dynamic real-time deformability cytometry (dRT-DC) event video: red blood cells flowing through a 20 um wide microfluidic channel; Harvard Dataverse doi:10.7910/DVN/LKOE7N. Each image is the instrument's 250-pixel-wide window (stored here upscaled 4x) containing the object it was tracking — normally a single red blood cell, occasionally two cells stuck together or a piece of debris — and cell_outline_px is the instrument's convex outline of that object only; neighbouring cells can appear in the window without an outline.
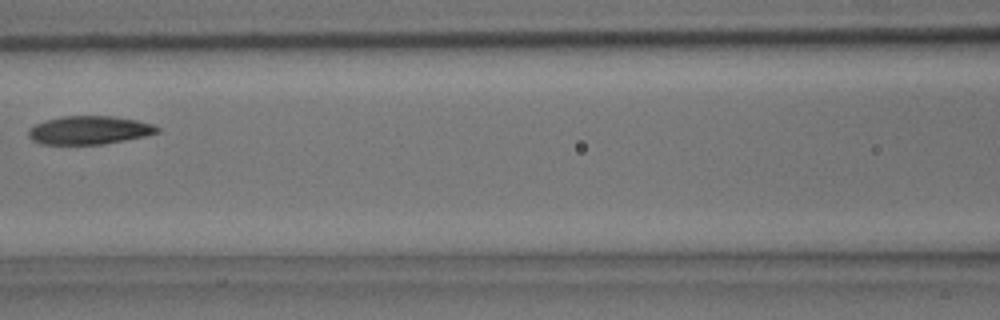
{"species": "common noctule bat (a hibernating species)", "species_latin": "Nyctalus noctula", "temperature_condition": "room temperature", "stored_images_in_passage": 5, "camera_frame_rate_fps": 3000, "um_per_image_px": 0.085, "animal": {"sex": "male", "body_mass_g": 15.6}, "frame": {"image": 1, "passage_image": 5, "time_ms": 1.333, "image_size_px": [1000, 320], "cell_outline_px": [[160, 132], [144, 136], [124, 140], [100, 144], [40, 144], [32, 140], [28, 136], [28, 128], [44, 120], [60, 116], [112, 116], [136, 120], [152, 124], [160, 128]], "centroid_in_image_um": [7.55, 11.06], "position_along_channel_um": 159.1, "area_um2": 21.27}}